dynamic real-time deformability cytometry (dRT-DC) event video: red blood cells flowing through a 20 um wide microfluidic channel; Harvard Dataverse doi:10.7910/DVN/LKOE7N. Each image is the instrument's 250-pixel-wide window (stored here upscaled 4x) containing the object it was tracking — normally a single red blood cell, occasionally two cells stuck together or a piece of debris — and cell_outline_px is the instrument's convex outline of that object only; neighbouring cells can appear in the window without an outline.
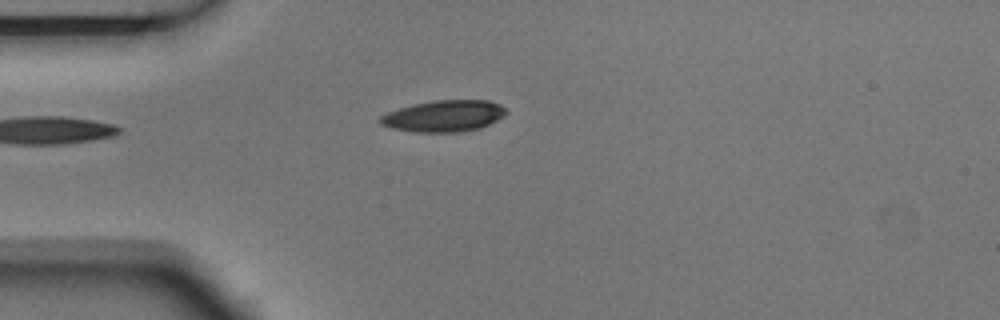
{"species": "Egyptian fruit bat (a non-hibernating species)", "species_latin": "Rousettus aegyptiacus", "temperature_condition": "room temperature", "stored_images_in_passage": 5, "camera_frame_rate_fps": 3000, "um_per_image_px": 0.085, "animal": {"sex": "male"}, "frame": {"image": 1, "passage_image": 5, "time_ms": 1.333, "image_size_px": [1000, 320], "cell_outline_px": [[508, 112], [504, 116], [480, 128], [460, 132], [416, 132], [392, 128], [380, 124], [376, 120], [380, 116], [388, 112], [412, 104], [432, 100], [488, 100], [500, 104]], "centroid_in_image_um": [37.71, 9.85], "position_along_channel_um": 47.3, "area_um2": 23.18}}